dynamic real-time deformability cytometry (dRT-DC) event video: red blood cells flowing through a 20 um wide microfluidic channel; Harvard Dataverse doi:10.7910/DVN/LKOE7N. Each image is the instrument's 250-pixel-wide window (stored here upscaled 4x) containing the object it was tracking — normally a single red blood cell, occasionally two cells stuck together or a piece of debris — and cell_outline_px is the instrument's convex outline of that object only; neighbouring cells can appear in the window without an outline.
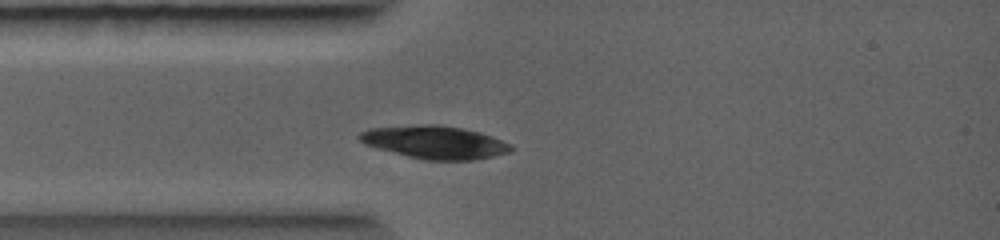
{"species": "common noctule bat (a hibernating species)", "species_latin": "Nyctalus noctula", "temperature_condition": "warm", "stored_images_in_passage": 22, "camera_frame_rate_fps": 5000, "um_per_image_px": 0.085, "animal": {"sex": "female", "body_mass_g": 19.0, "forearm_length_mm": 56.7}, "frame": {"image": 1, "passage_image": 1, "time_ms": 0.0, "image_size_px": [1000, 240], "cell_outline_px": [[512, 152], [476, 160], [424, 160], [376, 148], [364, 144], [360, 140], [360, 132], [372, 128], [460, 128], [476, 132], [500, 140], [508, 144], [512, 148]], "centroid_in_image_um": [37.0, 12.18], "position_along_channel_um": 48.0, "area_um2": 27.17}}
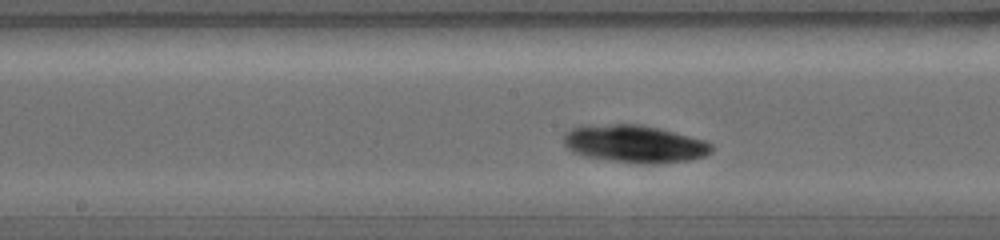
{"frame": {"image": 2, "passage_image": 11, "time_ms": 2.4, "image_size_px": [1000, 240], "cell_outline_px": [[712, 152], [704, 156], [692, 160], [660, 164], [636, 164], [600, 160], [580, 156], [572, 152], [568, 148], [564, 140], [568, 132], [576, 128], [620, 124], [632, 124], [652, 128], [700, 140], [712, 144]], "centroid_in_image_um": [53.94, 12.31], "position_along_channel_um": 194.3, "area_um2": 31.62}}
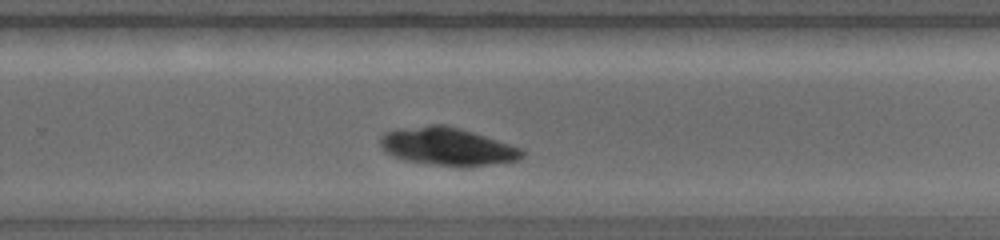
{"frame": {"image": 3, "passage_image": 22, "time_ms": 4.0, "image_size_px": [1000, 240], "cell_outline_px": [[524, 156], [520, 160], [508, 164], [468, 168], [460, 168], [428, 164], [404, 160], [392, 156], [380, 148], [380, 140], [388, 132], [400, 128], [432, 124], [440, 124], [456, 128], [520, 148], [524, 152]], "centroid_in_image_um": [38.07, 12.52], "position_along_channel_um": 291.7, "area_um2": 31.5}}